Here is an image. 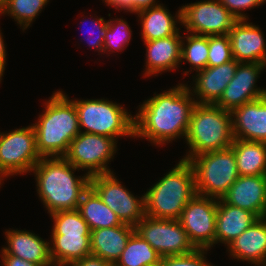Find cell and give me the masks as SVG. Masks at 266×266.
<instances>
[{"label":"cell","mask_w":266,"mask_h":266,"mask_svg":"<svg viewBox=\"0 0 266 266\" xmlns=\"http://www.w3.org/2000/svg\"><path fill=\"white\" fill-rule=\"evenodd\" d=\"M7 247L2 250L8 254L33 262L40 266H54L50 258V244L41 237L25 230H7Z\"/></svg>","instance_id":"44dd1931"},{"label":"cell","mask_w":266,"mask_h":266,"mask_svg":"<svg viewBox=\"0 0 266 266\" xmlns=\"http://www.w3.org/2000/svg\"><path fill=\"white\" fill-rule=\"evenodd\" d=\"M207 67H215L233 60L230 38L227 35L208 36Z\"/></svg>","instance_id":"d6a6232c"},{"label":"cell","mask_w":266,"mask_h":266,"mask_svg":"<svg viewBox=\"0 0 266 266\" xmlns=\"http://www.w3.org/2000/svg\"><path fill=\"white\" fill-rule=\"evenodd\" d=\"M196 105L188 84H180L145 100L134 116V138L148 139L151 144L164 145L183 136Z\"/></svg>","instance_id":"6da1fadb"},{"label":"cell","mask_w":266,"mask_h":266,"mask_svg":"<svg viewBox=\"0 0 266 266\" xmlns=\"http://www.w3.org/2000/svg\"><path fill=\"white\" fill-rule=\"evenodd\" d=\"M234 139L266 143V95L231 111Z\"/></svg>","instance_id":"e0dca14e"},{"label":"cell","mask_w":266,"mask_h":266,"mask_svg":"<svg viewBox=\"0 0 266 266\" xmlns=\"http://www.w3.org/2000/svg\"><path fill=\"white\" fill-rule=\"evenodd\" d=\"M44 104V113L32 124L37 151L41 157H63L81 132L74 102L59 90Z\"/></svg>","instance_id":"3957f363"},{"label":"cell","mask_w":266,"mask_h":266,"mask_svg":"<svg viewBox=\"0 0 266 266\" xmlns=\"http://www.w3.org/2000/svg\"><path fill=\"white\" fill-rule=\"evenodd\" d=\"M195 175L198 195L222 199L239 177L236 158L231 147L201 153L189 160Z\"/></svg>","instance_id":"52a82bcc"},{"label":"cell","mask_w":266,"mask_h":266,"mask_svg":"<svg viewBox=\"0 0 266 266\" xmlns=\"http://www.w3.org/2000/svg\"><path fill=\"white\" fill-rule=\"evenodd\" d=\"M263 63L240 62L232 80L226 86L220 100L215 104L224 110L233 109L266 95V89L255 85L261 71L265 69Z\"/></svg>","instance_id":"5bb4252c"},{"label":"cell","mask_w":266,"mask_h":266,"mask_svg":"<svg viewBox=\"0 0 266 266\" xmlns=\"http://www.w3.org/2000/svg\"><path fill=\"white\" fill-rule=\"evenodd\" d=\"M54 221L51 235H90L91 230L79 211L66 210L49 214Z\"/></svg>","instance_id":"4dcf8cb0"},{"label":"cell","mask_w":266,"mask_h":266,"mask_svg":"<svg viewBox=\"0 0 266 266\" xmlns=\"http://www.w3.org/2000/svg\"><path fill=\"white\" fill-rule=\"evenodd\" d=\"M181 24L195 35H227L238 20L219 0H203L183 5Z\"/></svg>","instance_id":"7c38bea8"},{"label":"cell","mask_w":266,"mask_h":266,"mask_svg":"<svg viewBox=\"0 0 266 266\" xmlns=\"http://www.w3.org/2000/svg\"><path fill=\"white\" fill-rule=\"evenodd\" d=\"M240 62L235 59L215 67H206L197 71L194 88H189L191 95L196 97V104H216L228 83L235 75ZM192 90V91H191ZM193 92V93H192Z\"/></svg>","instance_id":"2e32d148"},{"label":"cell","mask_w":266,"mask_h":266,"mask_svg":"<svg viewBox=\"0 0 266 266\" xmlns=\"http://www.w3.org/2000/svg\"><path fill=\"white\" fill-rule=\"evenodd\" d=\"M257 219L259 218L248 210L227 204L223 199L217 200L215 245L223 243L228 246Z\"/></svg>","instance_id":"7402d4cb"},{"label":"cell","mask_w":266,"mask_h":266,"mask_svg":"<svg viewBox=\"0 0 266 266\" xmlns=\"http://www.w3.org/2000/svg\"><path fill=\"white\" fill-rule=\"evenodd\" d=\"M1 31V30H0ZM5 44L3 41L2 33L0 32V82L5 71L6 65V50Z\"/></svg>","instance_id":"ab89813d"},{"label":"cell","mask_w":266,"mask_h":266,"mask_svg":"<svg viewBox=\"0 0 266 266\" xmlns=\"http://www.w3.org/2000/svg\"><path fill=\"white\" fill-rule=\"evenodd\" d=\"M134 232V226L124 223L119 226L92 230L90 234L91 254L114 265Z\"/></svg>","instance_id":"603a6c76"},{"label":"cell","mask_w":266,"mask_h":266,"mask_svg":"<svg viewBox=\"0 0 266 266\" xmlns=\"http://www.w3.org/2000/svg\"><path fill=\"white\" fill-rule=\"evenodd\" d=\"M186 37V44L184 43V38H182L181 45V61L185 60L192 66L188 71L186 70L184 74L188 75L189 72L200 71L207 67L208 62V36L191 34Z\"/></svg>","instance_id":"f546056e"},{"label":"cell","mask_w":266,"mask_h":266,"mask_svg":"<svg viewBox=\"0 0 266 266\" xmlns=\"http://www.w3.org/2000/svg\"><path fill=\"white\" fill-rule=\"evenodd\" d=\"M231 257L266 266V217L257 219L227 247Z\"/></svg>","instance_id":"d6986e66"},{"label":"cell","mask_w":266,"mask_h":266,"mask_svg":"<svg viewBox=\"0 0 266 266\" xmlns=\"http://www.w3.org/2000/svg\"><path fill=\"white\" fill-rule=\"evenodd\" d=\"M116 22V23H115ZM132 31L126 21L123 19H110L106 27L103 52L114 50L122 51L129 44Z\"/></svg>","instance_id":"1f68e13d"},{"label":"cell","mask_w":266,"mask_h":266,"mask_svg":"<svg viewBox=\"0 0 266 266\" xmlns=\"http://www.w3.org/2000/svg\"><path fill=\"white\" fill-rule=\"evenodd\" d=\"M234 151L239 176L266 175V143L234 139Z\"/></svg>","instance_id":"484cf974"},{"label":"cell","mask_w":266,"mask_h":266,"mask_svg":"<svg viewBox=\"0 0 266 266\" xmlns=\"http://www.w3.org/2000/svg\"><path fill=\"white\" fill-rule=\"evenodd\" d=\"M262 33L258 26L247 22V19L237 20L228 33L233 59L266 65V43Z\"/></svg>","instance_id":"9a60e30c"},{"label":"cell","mask_w":266,"mask_h":266,"mask_svg":"<svg viewBox=\"0 0 266 266\" xmlns=\"http://www.w3.org/2000/svg\"><path fill=\"white\" fill-rule=\"evenodd\" d=\"M134 229L162 258L189 254L197 249L179 220L158 219L145 215Z\"/></svg>","instance_id":"30bf717a"},{"label":"cell","mask_w":266,"mask_h":266,"mask_svg":"<svg viewBox=\"0 0 266 266\" xmlns=\"http://www.w3.org/2000/svg\"><path fill=\"white\" fill-rule=\"evenodd\" d=\"M79 170L64 157H42L31 170L36 178L37 193L48 213L76 210L82 195L90 187V179L75 176Z\"/></svg>","instance_id":"7a4b0ae2"},{"label":"cell","mask_w":266,"mask_h":266,"mask_svg":"<svg viewBox=\"0 0 266 266\" xmlns=\"http://www.w3.org/2000/svg\"><path fill=\"white\" fill-rule=\"evenodd\" d=\"M222 199L258 218L266 217V175L239 176Z\"/></svg>","instance_id":"ac0fdd59"},{"label":"cell","mask_w":266,"mask_h":266,"mask_svg":"<svg viewBox=\"0 0 266 266\" xmlns=\"http://www.w3.org/2000/svg\"><path fill=\"white\" fill-rule=\"evenodd\" d=\"M69 266H113V265L110 262H107L98 256L90 254L88 256L83 257L80 260L72 262Z\"/></svg>","instance_id":"8d00e7d4"},{"label":"cell","mask_w":266,"mask_h":266,"mask_svg":"<svg viewBox=\"0 0 266 266\" xmlns=\"http://www.w3.org/2000/svg\"><path fill=\"white\" fill-rule=\"evenodd\" d=\"M81 132L118 139L134 137V117L122 105L105 99L72 100ZM130 113V114H129ZM85 130L82 131L81 128Z\"/></svg>","instance_id":"8992f818"},{"label":"cell","mask_w":266,"mask_h":266,"mask_svg":"<svg viewBox=\"0 0 266 266\" xmlns=\"http://www.w3.org/2000/svg\"><path fill=\"white\" fill-rule=\"evenodd\" d=\"M51 239L50 258L54 266H69L91 254L90 235H52Z\"/></svg>","instance_id":"d4e9b609"},{"label":"cell","mask_w":266,"mask_h":266,"mask_svg":"<svg viewBox=\"0 0 266 266\" xmlns=\"http://www.w3.org/2000/svg\"><path fill=\"white\" fill-rule=\"evenodd\" d=\"M158 181L144 194L145 215L179 220L187 203L197 194L192 165L188 160L180 159L179 163Z\"/></svg>","instance_id":"277c9868"},{"label":"cell","mask_w":266,"mask_h":266,"mask_svg":"<svg viewBox=\"0 0 266 266\" xmlns=\"http://www.w3.org/2000/svg\"><path fill=\"white\" fill-rule=\"evenodd\" d=\"M91 25H93L94 29L96 28V31L98 32V35L96 36V38L93 36L94 37L93 38L91 36L94 34V32H90L89 33L90 34L89 38L87 37L85 39L88 41L87 43L89 45V48L91 46L93 48H96L98 53H100V52L103 53L104 38H105V35H106V27L108 25V21H105L103 17L102 18L101 17H99V18L97 17V19H93L91 21Z\"/></svg>","instance_id":"d590c367"},{"label":"cell","mask_w":266,"mask_h":266,"mask_svg":"<svg viewBox=\"0 0 266 266\" xmlns=\"http://www.w3.org/2000/svg\"><path fill=\"white\" fill-rule=\"evenodd\" d=\"M185 139L190 150L182 159L188 161L201 153L231 147L234 141L231 112L214 104H196Z\"/></svg>","instance_id":"5b68a950"},{"label":"cell","mask_w":266,"mask_h":266,"mask_svg":"<svg viewBox=\"0 0 266 266\" xmlns=\"http://www.w3.org/2000/svg\"><path fill=\"white\" fill-rule=\"evenodd\" d=\"M156 0H129V12L138 13L152 6H157Z\"/></svg>","instance_id":"f35d334b"},{"label":"cell","mask_w":266,"mask_h":266,"mask_svg":"<svg viewBox=\"0 0 266 266\" xmlns=\"http://www.w3.org/2000/svg\"><path fill=\"white\" fill-rule=\"evenodd\" d=\"M206 251L208 249H196L185 255L163 257L159 266H214L206 261Z\"/></svg>","instance_id":"836d02e7"},{"label":"cell","mask_w":266,"mask_h":266,"mask_svg":"<svg viewBox=\"0 0 266 266\" xmlns=\"http://www.w3.org/2000/svg\"><path fill=\"white\" fill-rule=\"evenodd\" d=\"M2 256V265L3 266H40L33 262H29L27 260L21 259L20 257L8 255L3 250H1Z\"/></svg>","instance_id":"74e56055"},{"label":"cell","mask_w":266,"mask_h":266,"mask_svg":"<svg viewBox=\"0 0 266 266\" xmlns=\"http://www.w3.org/2000/svg\"><path fill=\"white\" fill-rule=\"evenodd\" d=\"M182 37L178 31L172 36L144 41L147 58L145 78L164 71L178 69L181 61Z\"/></svg>","instance_id":"ffe728a7"},{"label":"cell","mask_w":266,"mask_h":266,"mask_svg":"<svg viewBox=\"0 0 266 266\" xmlns=\"http://www.w3.org/2000/svg\"><path fill=\"white\" fill-rule=\"evenodd\" d=\"M136 14L140 17L143 41L165 38L180 31L176 23L181 24V8L176 12L175 17L163 4L152 6Z\"/></svg>","instance_id":"cb8c5ba5"},{"label":"cell","mask_w":266,"mask_h":266,"mask_svg":"<svg viewBox=\"0 0 266 266\" xmlns=\"http://www.w3.org/2000/svg\"><path fill=\"white\" fill-rule=\"evenodd\" d=\"M217 199L196 194L185 206L179 218L190 241L197 249L215 246Z\"/></svg>","instance_id":"4fadbf2b"},{"label":"cell","mask_w":266,"mask_h":266,"mask_svg":"<svg viewBox=\"0 0 266 266\" xmlns=\"http://www.w3.org/2000/svg\"><path fill=\"white\" fill-rule=\"evenodd\" d=\"M238 20L247 19L248 16L242 13L244 9H251L263 5L266 0H219Z\"/></svg>","instance_id":"e575fe53"},{"label":"cell","mask_w":266,"mask_h":266,"mask_svg":"<svg viewBox=\"0 0 266 266\" xmlns=\"http://www.w3.org/2000/svg\"><path fill=\"white\" fill-rule=\"evenodd\" d=\"M103 2L106 3V5L115 7V9L119 10H127L129 11V0H103Z\"/></svg>","instance_id":"60d3db41"},{"label":"cell","mask_w":266,"mask_h":266,"mask_svg":"<svg viewBox=\"0 0 266 266\" xmlns=\"http://www.w3.org/2000/svg\"><path fill=\"white\" fill-rule=\"evenodd\" d=\"M161 259V255L134 232L113 266H159Z\"/></svg>","instance_id":"83f0119b"},{"label":"cell","mask_w":266,"mask_h":266,"mask_svg":"<svg viewBox=\"0 0 266 266\" xmlns=\"http://www.w3.org/2000/svg\"><path fill=\"white\" fill-rule=\"evenodd\" d=\"M90 187L124 224L135 226L145 216L144 195H134L113 172L91 176Z\"/></svg>","instance_id":"8fae6325"},{"label":"cell","mask_w":266,"mask_h":266,"mask_svg":"<svg viewBox=\"0 0 266 266\" xmlns=\"http://www.w3.org/2000/svg\"><path fill=\"white\" fill-rule=\"evenodd\" d=\"M116 142L111 137L80 132L71 141L63 157L79 170L86 169V174L90 177L111 173L113 171L109 169L108 164L117 151Z\"/></svg>","instance_id":"9c48e42d"},{"label":"cell","mask_w":266,"mask_h":266,"mask_svg":"<svg viewBox=\"0 0 266 266\" xmlns=\"http://www.w3.org/2000/svg\"><path fill=\"white\" fill-rule=\"evenodd\" d=\"M41 158L33 125L0 132V185L5 177L31 172Z\"/></svg>","instance_id":"ba28073f"},{"label":"cell","mask_w":266,"mask_h":266,"mask_svg":"<svg viewBox=\"0 0 266 266\" xmlns=\"http://www.w3.org/2000/svg\"><path fill=\"white\" fill-rule=\"evenodd\" d=\"M48 2L49 0H5L0 5V14L13 17L24 31Z\"/></svg>","instance_id":"f1b7e54d"},{"label":"cell","mask_w":266,"mask_h":266,"mask_svg":"<svg viewBox=\"0 0 266 266\" xmlns=\"http://www.w3.org/2000/svg\"><path fill=\"white\" fill-rule=\"evenodd\" d=\"M77 210L91 231L123 224L91 187L82 195Z\"/></svg>","instance_id":"4316f807"}]
</instances>
